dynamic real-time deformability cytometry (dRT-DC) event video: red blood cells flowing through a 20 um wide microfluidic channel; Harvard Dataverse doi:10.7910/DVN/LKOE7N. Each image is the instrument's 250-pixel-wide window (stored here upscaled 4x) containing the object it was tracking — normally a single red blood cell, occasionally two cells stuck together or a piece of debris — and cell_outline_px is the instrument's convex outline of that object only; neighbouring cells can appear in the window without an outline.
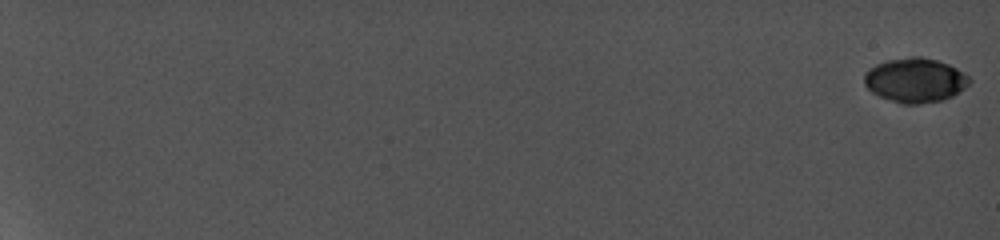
{"species": "common noctule bat (a hibernating species)", "species_latin": "Nyctalus noctula", "temperature_condition": "cold", "stored_images_in_passage": 11, "camera_frame_rate_fps": 5000, "um_per_image_px": 0.085, "animal": {"sex": "female", "body_mass_g": 19.0, "forearm_length_mm": 56.7}, "frame": {"image": 1, "passage_image": 1, "time_ms": 0.0, "image_size_px": [1000, 240], "cell_outline_px": [[972, 80], [964, 88], [952, 96], [940, 100], [920, 104], [900, 104], [880, 96], [872, 92], [864, 84], [864, 72], [868, 68], [876, 64], [888, 60], [912, 56], [920, 56], [936, 60], [948, 64], [956, 68], [968, 76]], "centroid_in_image_um": [77.76, 6.81], "position_along_channel_um": 7.2, "area_um2": 27.17}}
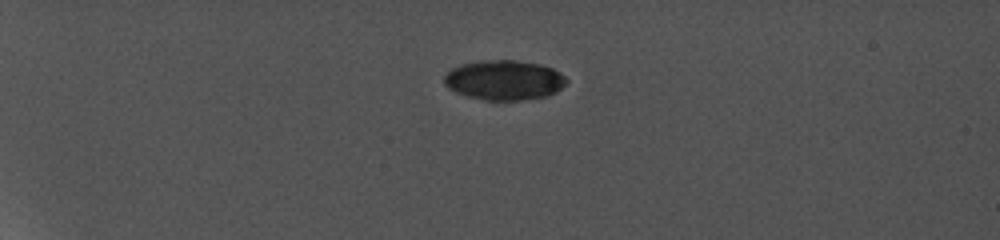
{"frame": {"image": 2, "passage_image": 8, "time_ms": 6.0, "image_size_px": [1000, 240], "cell_outline_px": [[568, 80], [556, 92], [548, 96], [520, 100], [484, 100], [468, 96], [456, 92], [448, 88], [444, 84], [444, 76], [452, 68], [460, 64], [480, 60], [516, 60], [540, 64], [552, 68], [560, 72]], "centroid_in_image_um": [42.84, 6.8], "position_along_channel_um": 42.2, "area_um2": 28.44}}
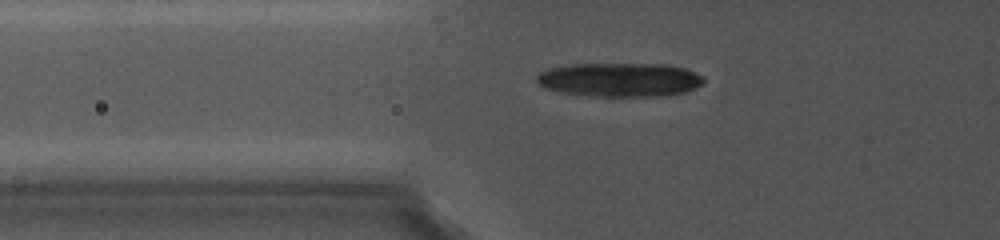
{"frame": {"image": 3, "passage_image": 11, "time_ms": 8.8, "image_size_px": [1000, 240], "cell_outline_px": [[704, 80], [700, 84], [684, 92], [636, 96], [604, 96], [568, 92], [544, 88], [536, 80], [536, 76], [540, 72], [548, 68], [568, 64], [668, 64], [688, 68], [704, 76]], "centroid_in_image_um": [52.67, 6.73], "position_along_channel_um": 73.1, "area_um2": 32.43}}